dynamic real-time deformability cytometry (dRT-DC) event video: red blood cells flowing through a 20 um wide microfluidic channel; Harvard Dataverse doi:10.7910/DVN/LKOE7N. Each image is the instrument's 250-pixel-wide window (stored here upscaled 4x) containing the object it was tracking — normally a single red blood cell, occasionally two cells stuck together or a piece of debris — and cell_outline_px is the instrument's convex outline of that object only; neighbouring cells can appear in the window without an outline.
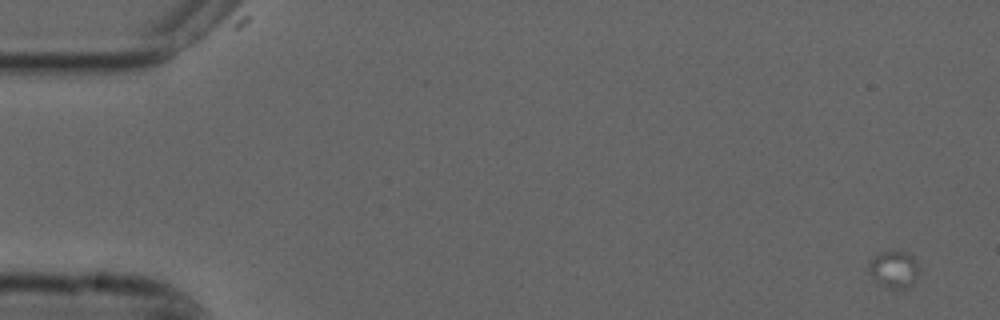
{"species": "common noctule bat (a hibernating species)", "species_latin": "Nyctalus noctula", "temperature_condition": "cold", "stored_images_in_passage": 23, "camera_frame_rate_fps": 3000, "um_per_image_px": 0.085, "animal": {"sex": "male", "forearm_length_mm": 52.5}, "frame": {"image": 1, "passage_image": 1, "time_ms": 0.0, "image_size_px": [1000, 320], "cell_outline_px": [[920, 272], [912, 284], [908, 288], [884, 288], [868, 272], [868, 264], [880, 252], [908, 252], [916, 260], [920, 268]], "centroid_in_image_um": [76.02, 22.91], "position_along_channel_um": 9.0, "area_um2": 10.87}}